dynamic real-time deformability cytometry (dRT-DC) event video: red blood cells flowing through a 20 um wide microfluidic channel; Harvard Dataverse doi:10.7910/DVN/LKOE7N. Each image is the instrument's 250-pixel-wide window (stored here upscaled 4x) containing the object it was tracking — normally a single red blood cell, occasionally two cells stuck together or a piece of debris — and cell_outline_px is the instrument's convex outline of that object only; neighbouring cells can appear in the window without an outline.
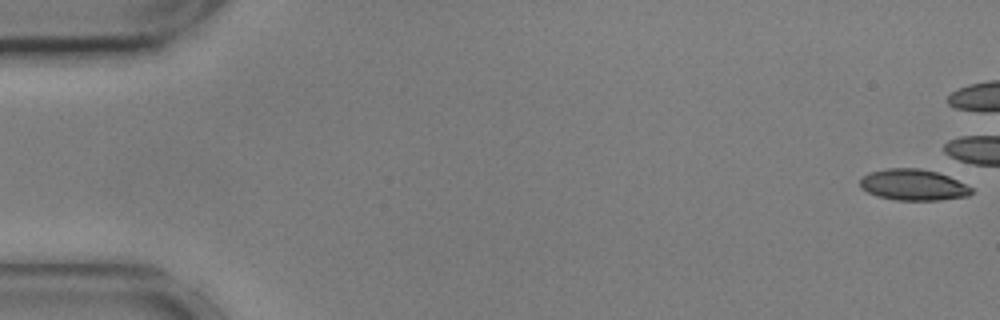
{"species": "common noctule bat (a hibernating species)", "species_latin": "Nyctalus noctula", "temperature_condition": "cold", "stored_images_in_passage": 9, "camera_frame_rate_fps": 3000, "um_per_image_px": 0.085, "animal": {"sex": "male", "body_mass_g": 17.9, "forearm_length_mm": 54.2}, "frame": {"image": 1, "passage_image": 1, "time_ms": 0.0, "image_size_px": [1000, 320], "cell_outline_px": [[972, 192], [968, 196], [940, 200], [896, 200], [876, 196], [860, 188], [860, 180], [864, 176], [872, 172], [888, 168], [920, 168], [936, 172], [948, 176], [972, 188]], "centroid_in_image_um": [77.61, 15.72], "position_along_channel_um": 7.4, "area_um2": 20.06}}